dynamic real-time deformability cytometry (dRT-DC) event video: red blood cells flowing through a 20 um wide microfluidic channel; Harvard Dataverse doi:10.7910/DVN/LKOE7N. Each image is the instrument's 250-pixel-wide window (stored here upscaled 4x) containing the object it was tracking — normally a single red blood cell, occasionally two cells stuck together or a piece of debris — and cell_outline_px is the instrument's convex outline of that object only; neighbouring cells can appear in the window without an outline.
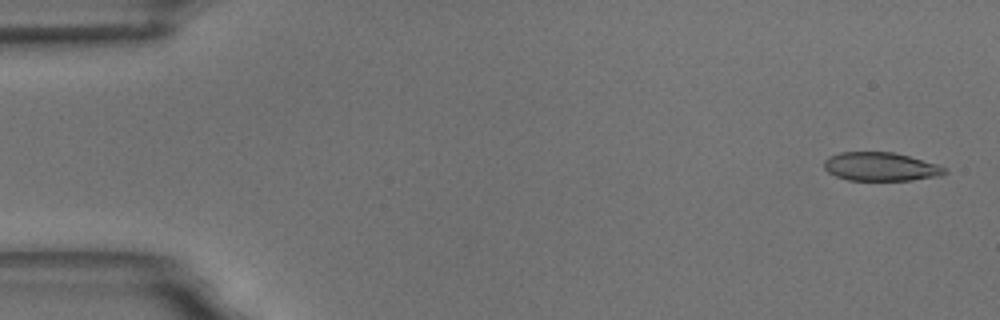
{"species": "common noctule bat (a hibernating species)", "species_latin": "Nyctalus noctula", "temperature_condition": "room temperature", "stored_images_in_passage": 4, "camera_frame_rate_fps": 3000, "um_per_image_px": 0.085, "animal": {"sex": "male", "body_mass_g": 18.8}, "frame": {"image": 1, "passage_image": 1, "time_ms": 0.0, "image_size_px": [1000, 320], "cell_outline_px": [[948, 172], [940, 176], [912, 180], [848, 180], [836, 176], [828, 172], [824, 168], [824, 160], [828, 156], [840, 152], [892, 152], [908, 156], [936, 164], [948, 168]], "centroid_in_image_um": [74.85, 14.17], "position_along_channel_um": 10.1, "area_um2": 20.11}}